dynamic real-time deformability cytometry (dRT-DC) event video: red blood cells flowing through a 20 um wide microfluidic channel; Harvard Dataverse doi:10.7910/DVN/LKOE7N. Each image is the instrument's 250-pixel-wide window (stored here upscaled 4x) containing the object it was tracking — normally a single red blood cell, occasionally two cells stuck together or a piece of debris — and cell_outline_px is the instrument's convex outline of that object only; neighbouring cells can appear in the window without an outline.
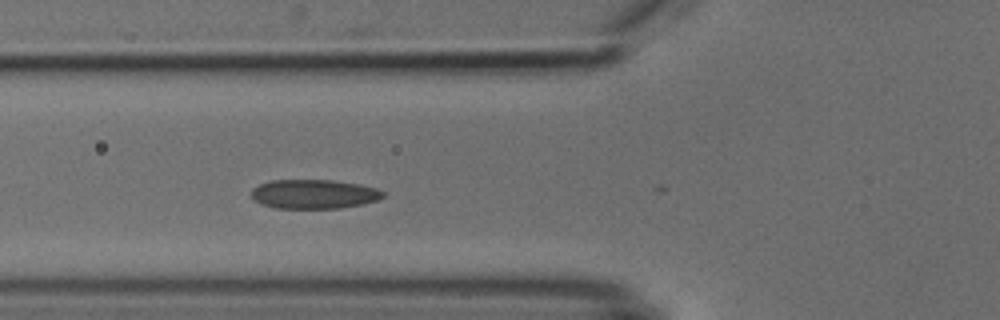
{"species": "common noctule bat (a hibernating species)", "species_latin": "Nyctalus noctula", "temperature_condition": "cold", "stored_images_in_passage": 6, "camera_frame_rate_fps": 3000, "um_per_image_px": 0.085, "animal": {"sex": "male", "body_mass_g": 18.8}, "frame": {"image": 1, "passage_image": 6, "time_ms": 5.667, "image_size_px": [1000, 320], "cell_outline_px": [[384, 196], [380, 200], [340, 208], [276, 208], [260, 204], [252, 196], [252, 188], [260, 184], [272, 180], [332, 180], [360, 184], [376, 188], [384, 192]], "centroid_in_image_um": [26.7, 16.49], "position_along_channel_um": 99.1, "area_um2": 22.37}}